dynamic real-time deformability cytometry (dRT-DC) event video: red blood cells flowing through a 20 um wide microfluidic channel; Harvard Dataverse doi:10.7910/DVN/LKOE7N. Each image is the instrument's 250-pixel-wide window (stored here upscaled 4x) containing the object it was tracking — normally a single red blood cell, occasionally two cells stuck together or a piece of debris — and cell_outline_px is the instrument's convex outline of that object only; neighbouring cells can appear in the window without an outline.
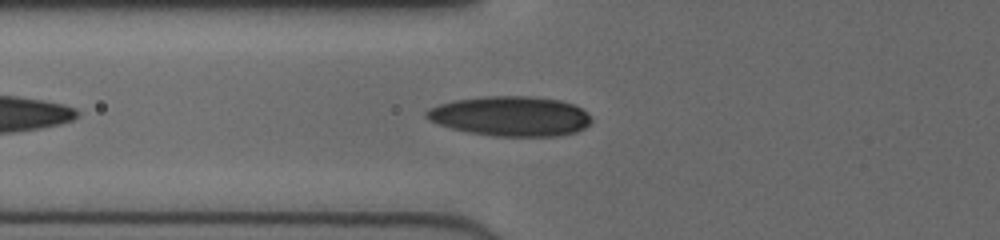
{"species": "human", "species_latin": "Homo sapiens", "temperature_condition": "cold", "stored_images_in_passage": 37, "camera_frame_rate_fps": 3000, "um_per_image_px": 0.085, "donor": {"sex": "female"}, "frame": {"image": 1, "passage_image": 5, "time_ms": 1.333, "image_size_px": [1000, 240], "cell_outline_px": [[592, 120], [584, 128], [576, 132], [560, 136], [492, 136], [468, 132], [452, 128], [428, 120], [424, 116], [424, 112], [428, 108], [452, 100], [484, 96], [528, 96], [560, 100], [572, 104], [588, 112], [592, 116]], "centroid_in_image_um": [43.39, 9.87], "position_along_channel_um": 82.4, "area_um2": 38.49}}
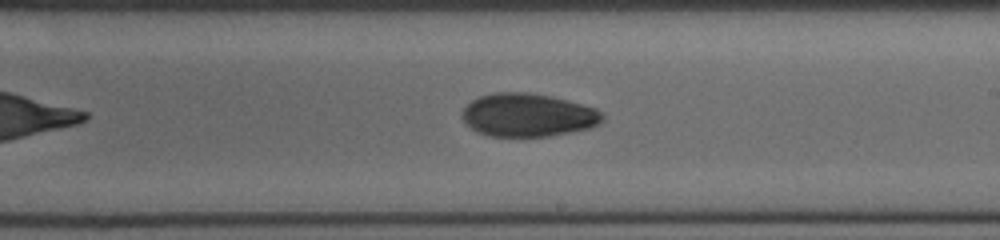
{"frame": {"image": 2, "passage_image": 17, "time_ms": 5.333, "image_size_px": [1000, 240], "cell_outline_px": [[604, 120], [600, 124], [588, 128], [572, 132], [548, 136], [488, 136], [476, 132], [460, 116], [464, 108], [472, 100], [480, 96], [492, 92], [528, 92], [552, 96], [596, 108], [604, 116]], "centroid_in_image_um": [44.87, 9.77], "position_along_channel_um": 244.1, "area_um2": 35.43}}
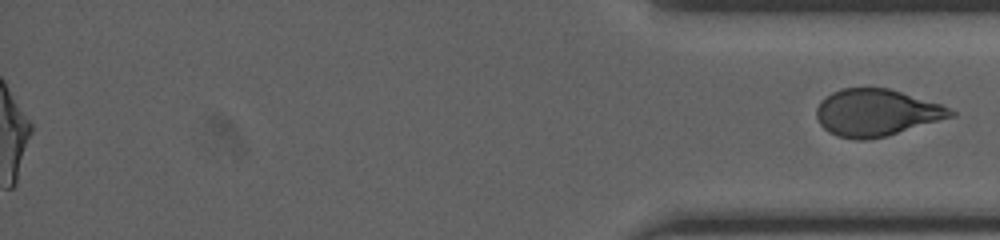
{"frame": {"image": 3, "passage_image": 37, "time_ms": 12.0, "image_size_px": [1000, 240], "cell_outline_px": [[956, 116], [884, 136], [864, 140], [856, 140], [840, 136], [828, 132], [820, 124], [816, 116], [816, 108], [820, 100], [832, 92], [840, 88], [888, 88], [940, 104], [956, 112]], "centroid_in_image_um": [74.46, 9.57], "position_along_channel_um": 360.7, "area_um2": 36.41}}